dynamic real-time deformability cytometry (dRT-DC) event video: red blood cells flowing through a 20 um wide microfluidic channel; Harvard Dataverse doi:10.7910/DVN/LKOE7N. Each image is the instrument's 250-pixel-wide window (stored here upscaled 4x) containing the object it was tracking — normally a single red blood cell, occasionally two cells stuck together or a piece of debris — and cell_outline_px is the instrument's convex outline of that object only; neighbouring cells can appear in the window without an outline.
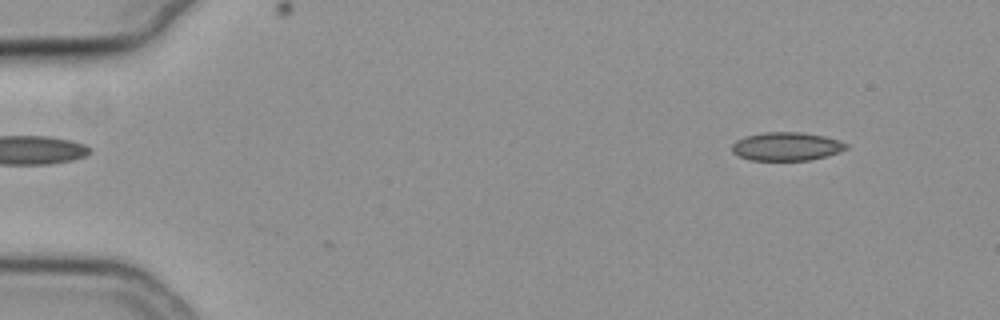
{"species": "common noctule bat (a hibernating species)", "species_latin": "Nyctalus noctula", "temperature_condition": "cold", "stored_images_in_passage": 5, "camera_frame_rate_fps": 3000, "um_per_image_px": 0.085, "animal": {"sex": "female", "body_mass_g": 19.3, "forearm_length_mm": 54.1}, "frame": {"image": 1, "passage_image": 5, "time_ms": 1.333, "image_size_px": [1000, 320], "cell_outline_px": [[848, 148], [824, 156], [808, 160], [752, 160], [740, 156], [732, 152], [732, 144], [736, 140], [744, 136], [764, 132], [800, 132], [824, 136], [848, 144]], "centroid_in_image_um": [66.8, 12.44], "position_along_channel_um": 18.2, "area_um2": 18.67}}